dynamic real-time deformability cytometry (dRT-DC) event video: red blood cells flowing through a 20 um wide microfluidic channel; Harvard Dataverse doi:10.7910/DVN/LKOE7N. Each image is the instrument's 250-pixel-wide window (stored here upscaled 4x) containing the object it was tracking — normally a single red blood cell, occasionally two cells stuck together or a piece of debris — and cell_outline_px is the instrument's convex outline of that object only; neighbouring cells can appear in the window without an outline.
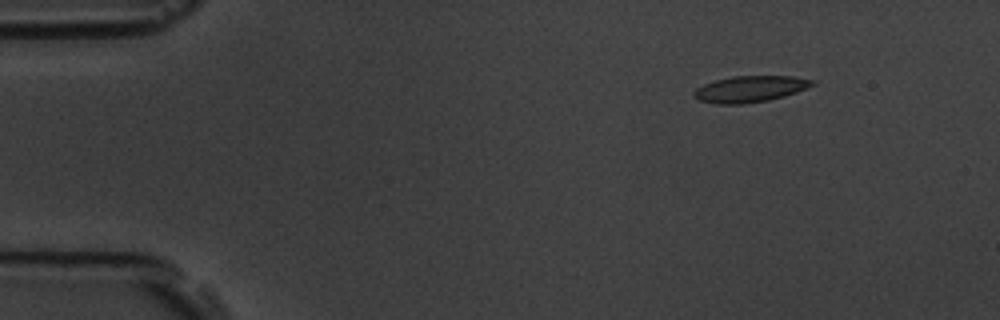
{"species": "common noctule bat (a hibernating species)", "species_latin": "Nyctalus noctula", "temperature_condition": "room temperature", "stored_images_in_passage": 4, "camera_frame_rate_fps": 3000, "um_per_image_px": 0.085, "animal": {"sex": "male", "body_mass_g": 19.5, "forearm_length_mm": 54.6}, "frame": {"image": 1, "passage_image": 1, "time_ms": 0.0, "image_size_px": [1000, 320], "cell_outline_px": [[816, 84], [796, 92], [784, 96], [768, 100], [744, 104], [716, 104], [700, 100], [692, 96], [692, 92], [696, 88], [704, 84], [716, 80], [732, 76], [792, 76], [816, 80]], "centroid_in_image_um": [63.75, 7.56], "position_along_channel_um": 21.2, "area_um2": 18.21}}
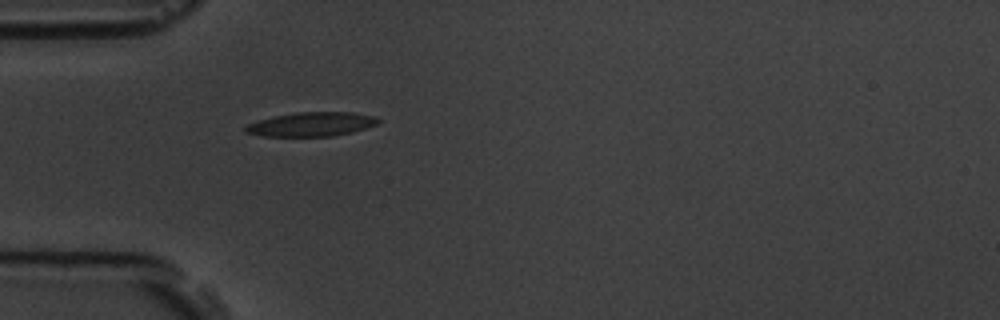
{"frame": {"image": 2, "passage_image": 4, "time_ms": 3.333, "image_size_px": [1000, 320], "cell_outline_px": [[380, 120], [376, 124], [352, 132], [332, 136], [260, 136], [244, 132], [244, 128], [248, 124], [272, 116], [296, 112], [352, 112], [376, 116]], "centroid_in_image_um": [26.45, 10.56], "position_along_channel_um": 58.5, "area_um2": 18.61}}